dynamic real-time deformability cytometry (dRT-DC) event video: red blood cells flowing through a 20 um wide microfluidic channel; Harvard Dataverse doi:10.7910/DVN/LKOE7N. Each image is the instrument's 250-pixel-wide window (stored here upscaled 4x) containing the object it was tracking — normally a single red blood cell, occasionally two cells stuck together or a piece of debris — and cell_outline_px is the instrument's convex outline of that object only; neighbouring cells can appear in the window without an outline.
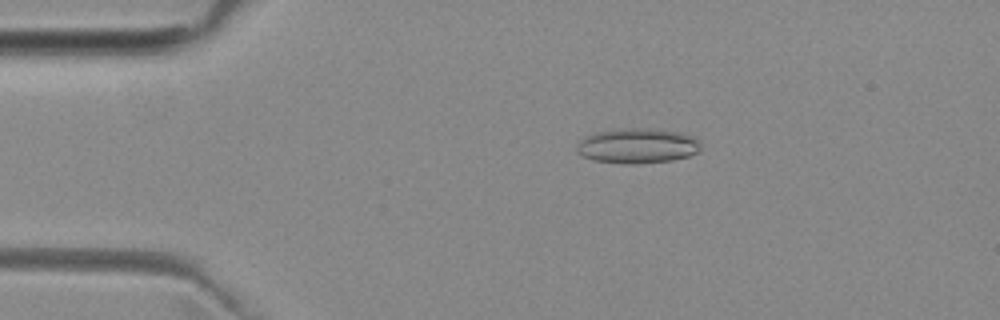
{"species": "common noctule bat (a hibernating species)", "species_latin": "Nyctalus noctula", "temperature_condition": "room temperature", "stored_images_in_passage": 5, "camera_frame_rate_fps": 3000, "um_per_image_px": 0.085, "animal": {"sex": "female", "body_mass_g": 29.2, "forearm_length_mm": 56.3}, "frame": {"image": 1, "passage_image": 2, "time_ms": 1.0, "image_size_px": [1000, 320], "cell_outline_px": [[700, 152], [688, 156], [672, 160], [636, 164], [624, 164], [592, 160], [576, 152], [576, 144], [584, 136], [592, 132], [616, 128], [660, 128], [680, 132], [692, 136], [700, 140]], "centroid_in_image_um": [54.16, 12.37], "position_along_channel_um": 30.8, "area_um2": 26.01}}
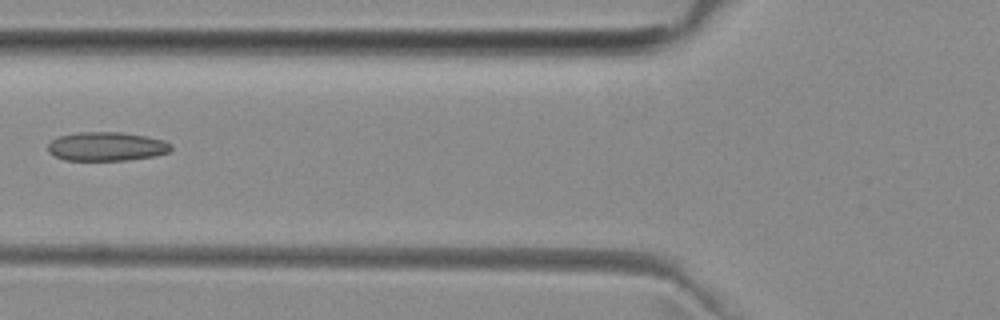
{"frame": {"image": 2, "passage_image": 5, "time_ms": 4.333, "image_size_px": [1000, 320], "cell_outline_px": [[172, 148], [168, 152], [156, 156], [128, 160], [64, 160], [48, 152], [48, 144], [52, 140], [60, 136], [76, 132], [120, 132], [144, 136], [164, 140], [172, 144]], "centroid_in_image_um": [9.07, 12.45], "position_along_channel_um": 116.7, "area_um2": 20.75}}